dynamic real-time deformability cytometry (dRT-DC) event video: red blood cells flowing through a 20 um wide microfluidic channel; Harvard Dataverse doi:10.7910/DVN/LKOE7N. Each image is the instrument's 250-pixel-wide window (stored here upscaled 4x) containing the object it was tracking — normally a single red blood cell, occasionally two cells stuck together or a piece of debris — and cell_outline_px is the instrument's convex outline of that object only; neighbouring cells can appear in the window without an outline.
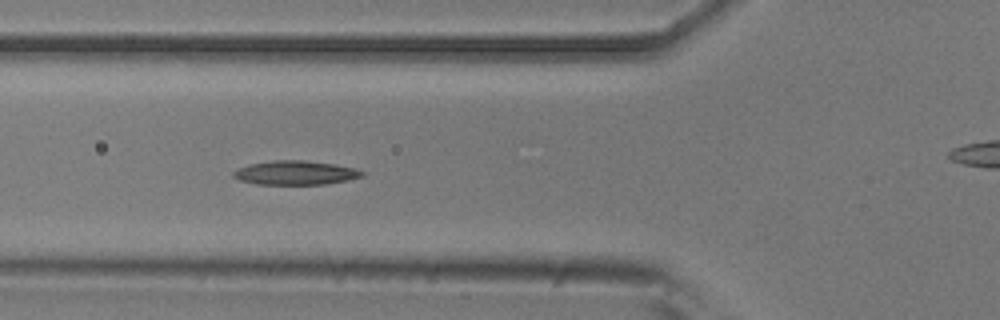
{"species": "common noctule bat (a hibernating species)", "species_latin": "Nyctalus noctula", "temperature_condition": "room temperature", "stored_images_in_passage": 6, "segment_of_instrument_passage": [1, 2], "camera_frame_rate_fps": 3000, "um_per_image_px": 0.085, "animal": {"sex": "male", "body_mass_g": 20.5, "forearm_length_mm": 52.5}, "frame": {"image": 1, "passage_image": 5, "time_ms": 1.333, "image_size_px": [1000, 320], "cell_outline_px": [[364, 176], [348, 180], [324, 184], [256, 184], [240, 180], [232, 176], [232, 172], [248, 164], [272, 160], [304, 160], [336, 164], [356, 168], [364, 172]], "centroid_in_image_um": [25.13, 14.68], "position_along_channel_um": 100.7, "area_um2": 18.09}}